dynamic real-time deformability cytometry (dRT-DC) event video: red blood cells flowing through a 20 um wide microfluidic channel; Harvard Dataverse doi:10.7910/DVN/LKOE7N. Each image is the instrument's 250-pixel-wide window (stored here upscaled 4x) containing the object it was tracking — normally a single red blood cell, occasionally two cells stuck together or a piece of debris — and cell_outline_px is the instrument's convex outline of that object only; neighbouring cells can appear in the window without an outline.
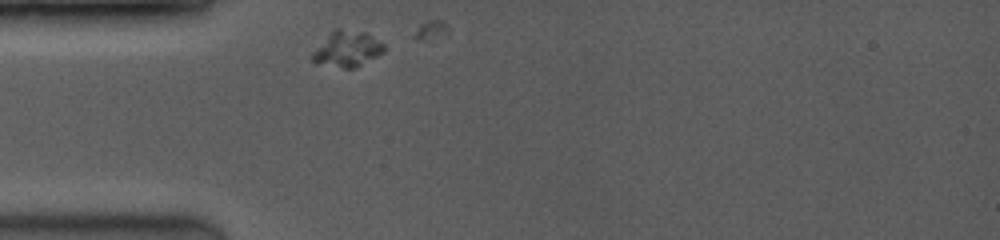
{"species": "common noctule bat (a hibernating species)", "species_latin": "Nyctalus noctula", "temperature_condition": "room temperature", "stored_images_in_passage": 3, "camera_frame_rate_fps": 3500, "um_per_image_px": 0.085, "animal": {"sex": "female", "body_mass_g": 19.0, "forearm_length_mm": 53.3}, "frame": {"image": 1, "passage_image": 1, "time_ms": 0.0, "image_size_px": [1000, 240], "cell_outline_px": [[384, 52], [356, 68], [344, 68], [316, 64], [312, 60], [312, 52], [336, 28], [340, 28], [364, 32], [384, 44]], "centroid_in_image_um": [29.5, 4.18], "position_along_channel_um": 55.5, "area_um2": 14.74}}